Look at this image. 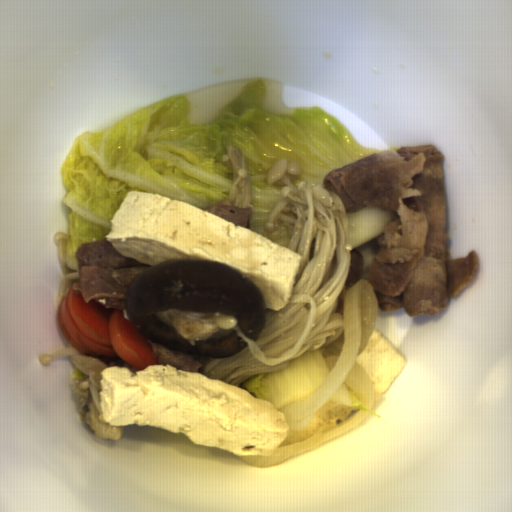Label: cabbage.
I'll return each mask as SVG.
<instances>
[{
  "label": "cabbage",
  "instance_id": "obj_1",
  "mask_svg": "<svg viewBox=\"0 0 512 512\" xmlns=\"http://www.w3.org/2000/svg\"><path fill=\"white\" fill-rule=\"evenodd\" d=\"M268 89L256 79L207 125H193L187 97L172 95L122 117L104 131L76 137L62 166L70 210L64 258L78 272L76 252L102 240L129 191L158 193L205 207L229 198L232 170L223 160L239 149L250 175L253 214L249 229L269 239L270 215L282 199L281 186L267 177L279 159L295 161L293 183L323 185L332 170L381 152L365 147L321 107L273 114L264 109Z\"/></svg>",
  "mask_w": 512,
  "mask_h": 512
},
{
  "label": "cabbage",
  "instance_id": "obj_2",
  "mask_svg": "<svg viewBox=\"0 0 512 512\" xmlns=\"http://www.w3.org/2000/svg\"><path fill=\"white\" fill-rule=\"evenodd\" d=\"M330 371L321 348L305 351L278 372H262L248 377L243 386L266 399L278 410L296 401H304L321 386Z\"/></svg>",
  "mask_w": 512,
  "mask_h": 512
},
{
  "label": "cabbage",
  "instance_id": "obj_3",
  "mask_svg": "<svg viewBox=\"0 0 512 512\" xmlns=\"http://www.w3.org/2000/svg\"><path fill=\"white\" fill-rule=\"evenodd\" d=\"M345 386L352 398L351 406H341L333 401H329L316 411L313 419L300 431H290L288 428L286 437L279 447L289 446L291 444L301 442L317 433L336 428L337 420H341L343 422L346 421L351 412L356 411L357 409L375 415L377 418H381L380 415L362 404L348 384H345Z\"/></svg>",
  "mask_w": 512,
  "mask_h": 512
},
{
  "label": "cabbage",
  "instance_id": "obj_4",
  "mask_svg": "<svg viewBox=\"0 0 512 512\" xmlns=\"http://www.w3.org/2000/svg\"><path fill=\"white\" fill-rule=\"evenodd\" d=\"M352 249L385 233L386 226L395 219V213L379 207L363 206L356 212H346Z\"/></svg>",
  "mask_w": 512,
  "mask_h": 512
},
{
  "label": "cabbage",
  "instance_id": "obj_5",
  "mask_svg": "<svg viewBox=\"0 0 512 512\" xmlns=\"http://www.w3.org/2000/svg\"><path fill=\"white\" fill-rule=\"evenodd\" d=\"M278 231L280 233V237L278 239L271 240L272 242H277L284 247L289 249L291 242V235L288 232V226H285L284 222L281 220H277Z\"/></svg>",
  "mask_w": 512,
  "mask_h": 512
},
{
  "label": "cabbage",
  "instance_id": "obj_6",
  "mask_svg": "<svg viewBox=\"0 0 512 512\" xmlns=\"http://www.w3.org/2000/svg\"><path fill=\"white\" fill-rule=\"evenodd\" d=\"M88 377L83 373L81 372L78 367L74 364L73 365V377L72 379L76 380V381H84L85 379H87Z\"/></svg>",
  "mask_w": 512,
  "mask_h": 512
}]
</instances>
